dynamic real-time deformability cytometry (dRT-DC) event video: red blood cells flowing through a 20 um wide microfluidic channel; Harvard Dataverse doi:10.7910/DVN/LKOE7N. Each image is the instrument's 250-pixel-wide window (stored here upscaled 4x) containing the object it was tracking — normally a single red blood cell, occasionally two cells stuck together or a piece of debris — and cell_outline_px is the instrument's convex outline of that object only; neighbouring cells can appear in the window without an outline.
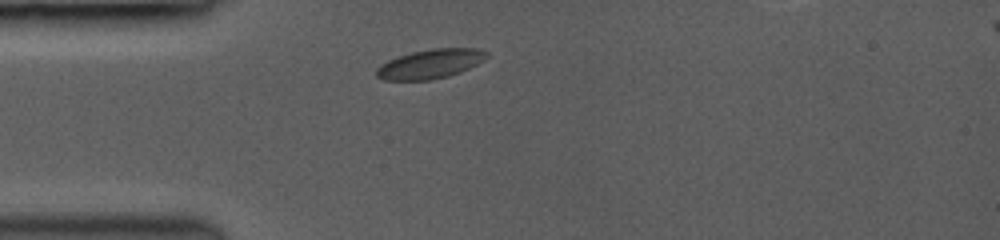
{"species": "common noctule bat (a hibernating species)", "species_latin": "Nyctalus noctula", "temperature_condition": "room temperature", "stored_images_in_passage": 3, "camera_frame_rate_fps": 3000, "um_per_image_px": 0.085, "animal": {"sex": "female", "body_mass_g": 19.0, "forearm_length_mm": 53.3}, "frame": {"image": 1, "passage_image": 1, "time_ms": 0.0, "image_size_px": [1000, 240], "cell_outline_px": [[488, 56], [484, 60], [460, 72], [448, 76], [432, 80], [384, 80], [376, 76], [376, 68], [380, 64], [388, 60], [412, 52], [432, 48], [480, 48], [488, 52]], "centroid_in_image_um": [36.58, 5.43], "position_along_channel_um": 48.4, "area_um2": 18.84}}
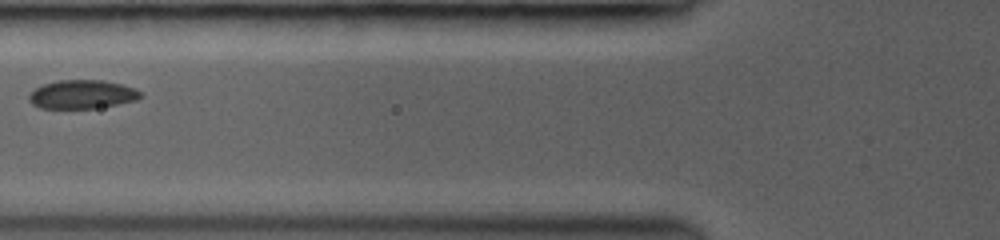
{"frame": {"image": 2, "passage_image": 3, "time_ms": 2.0, "image_size_px": [1000, 240], "cell_outline_px": [[140, 96], [136, 100], [116, 104], [92, 108], [40, 108], [32, 104], [28, 100], [28, 96], [36, 88], [44, 84], [56, 80], [104, 80], [124, 84], [136, 88], [140, 92]], "centroid_in_image_um": [6.97, 8.01], "position_along_channel_um": 118.8, "area_um2": 18.55}}